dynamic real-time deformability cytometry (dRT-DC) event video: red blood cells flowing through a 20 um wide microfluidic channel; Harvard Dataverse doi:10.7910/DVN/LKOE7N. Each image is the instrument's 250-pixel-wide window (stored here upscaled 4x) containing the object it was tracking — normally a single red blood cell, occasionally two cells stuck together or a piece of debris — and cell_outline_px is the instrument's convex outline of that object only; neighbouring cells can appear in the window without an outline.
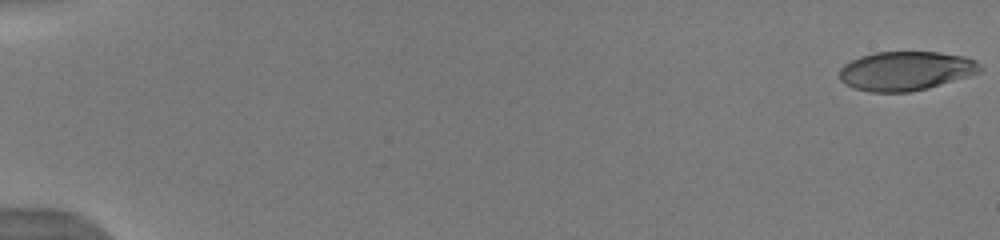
{"species": "human", "species_latin": "Homo sapiens", "temperature_condition": "warm", "stored_images_in_passage": 51, "camera_frame_rate_fps": 3000, "um_per_image_px": 0.085, "donor": {"sex": "male"}, "frame": {"image": 1, "passage_image": 1, "time_ms": 0.0, "image_size_px": [1000, 240], "cell_outline_px": [[984, 68], [980, 72], [968, 76], [928, 88], [908, 92], [868, 92], [844, 84], [840, 80], [840, 68], [844, 64], [860, 56], [876, 52], [940, 52], [964, 56], [976, 60]], "centroid_in_image_um": [77.0, 6.02], "position_along_channel_um": 8.0, "area_um2": 32.14}}
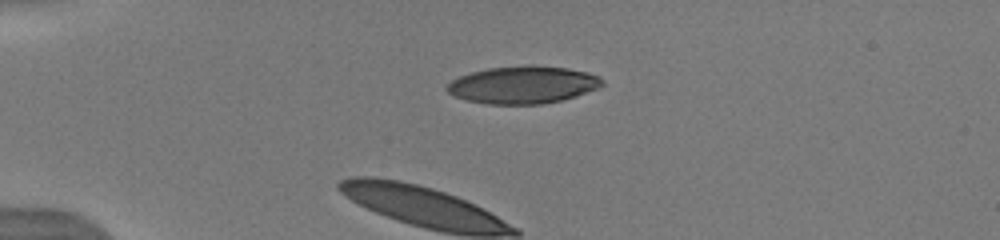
{"frame": {"image": 2, "passage_image": 14, "time_ms": 4.333, "image_size_px": [1000, 240], "cell_outline_px": [[604, 84], [600, 88], [576, 96], [560, 100], [540, 104], [488, 104], [468, 100], [456, 96], [448, 92], [444, 88], [452, 80], [460, 76], [472, 72], [488, 68], [528, 64], [532, 64], [568, 68], [588, 72], [600, 76], [604, 80]], "centroid_in_image_um": [44.5, 7.19], "position_along_channel_um": 40.5, "area_um2": 34.1}, "authors_computed_cell_mechanics": {"area_um2": 39.9976, "velocity_mm_per_s": 3.8748, "shape_relaxation_time_tau1_ms": 2.0485, "shape_relaxation_time_tau2_ms": null, "deformation_change_tau1": 0.1098, "deformation_change_tau2": null}}